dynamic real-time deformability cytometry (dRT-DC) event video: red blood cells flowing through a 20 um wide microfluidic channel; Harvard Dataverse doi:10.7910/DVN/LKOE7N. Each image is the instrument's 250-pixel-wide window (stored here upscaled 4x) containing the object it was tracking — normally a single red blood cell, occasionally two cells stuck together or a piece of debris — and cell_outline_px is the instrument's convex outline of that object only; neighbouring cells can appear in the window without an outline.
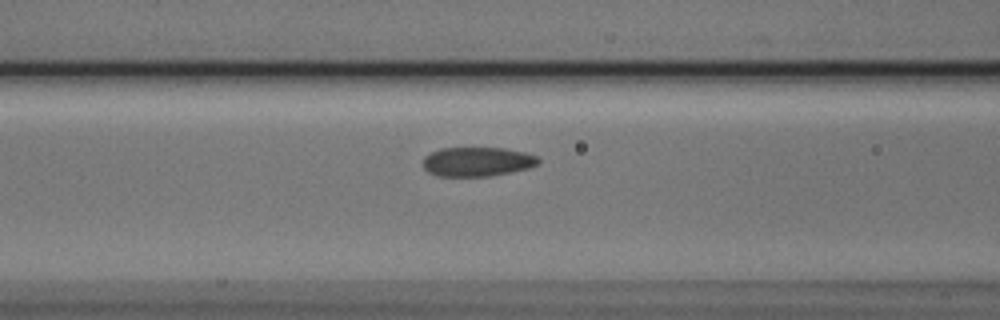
{"species": "Egyptian fruit bat (a non-hibernating species)", "species_latin": "Rousettus aegyptiacus", "temperature_condition": "cold", "stored_images_in_passage": 15, "camera_frame_rate_fps": 3000, "um_per_image_px": 0.085, "animal": {"sex": "male"}, "frame": {"image": 1, "passage_image": 13, "time_ms": 4.0, "image_size_px": [1000, 320], "cell_outline_px": [[540, 164], [528, 168], [512, 172], [488, 176], [436, 176], [428, 172], [424, 168], [424, 156], [440, 148], [504, 148], [524, 152], [536, 156], [540, 160]], "centroid_in_image_um": [40.57, 13.74], "position_along_channel_um": 126.0, "area_um2": 19.71}}